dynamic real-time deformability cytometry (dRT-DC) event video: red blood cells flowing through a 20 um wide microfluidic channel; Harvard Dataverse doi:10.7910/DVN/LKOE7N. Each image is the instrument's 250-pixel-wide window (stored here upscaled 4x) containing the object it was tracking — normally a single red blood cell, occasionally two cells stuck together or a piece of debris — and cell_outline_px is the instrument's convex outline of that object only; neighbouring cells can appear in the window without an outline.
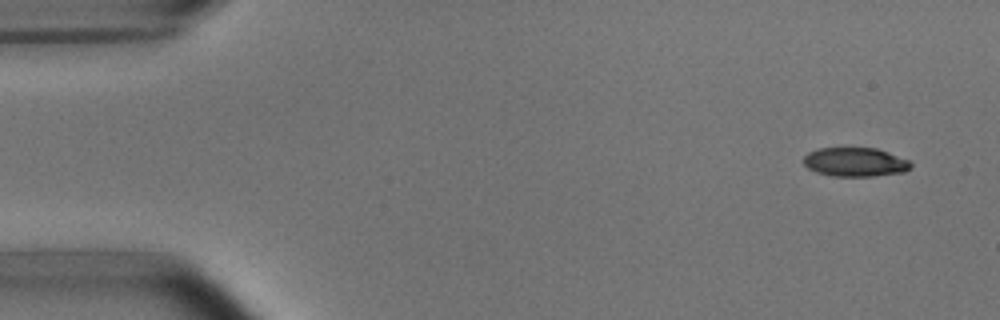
{"species": "common noctule bat (a hibernating species)", "species_latin": "Nyctalus noctula", "temperature_condition": "room temperature", "stored_images_in_passage": 50, "camera_frame_rate_fps": 3000, "um_per_image_px": 0.085, "animal": {"sex": "male", "body_mass_g": 15.6}, "frame": {"image": 1, "passage_image": 1, "time_ms": 0.0, "image_size_px": [1000, 320], "cell_outline_px": [[912, 168], [904, 172], [872, 176], [832, 176], [816, 172], [808, 168], [804, 164], [804, 156], [808, 152], [820, 148], [876, 148], [888, 152], [908, 160], [912, 164]], "centroid_in_image_um": [72.69, 13.78], "position_along_channel_um": 12.3, "area_um2": 18.09}}
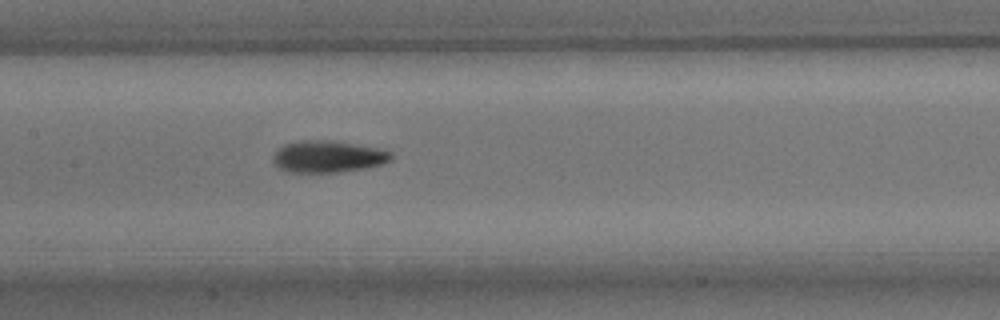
{"frame": {"image": 2, "passage_image": 23, "time_ms": 7.333, "image_size_px": [1000, 320], "cell_outline_px": [[392, 160], [384, 164], [364, 168], [336, 172], [288, 172], [280, 168], [272, 160], [272, 156], [284, 144], [296, 140], [332, 140], [380, 148], [392, 152]], "centroid_in_image_um": [27.9, 13.29], "position_along_channel_um": 179.5, "area_um2": 22.02}}
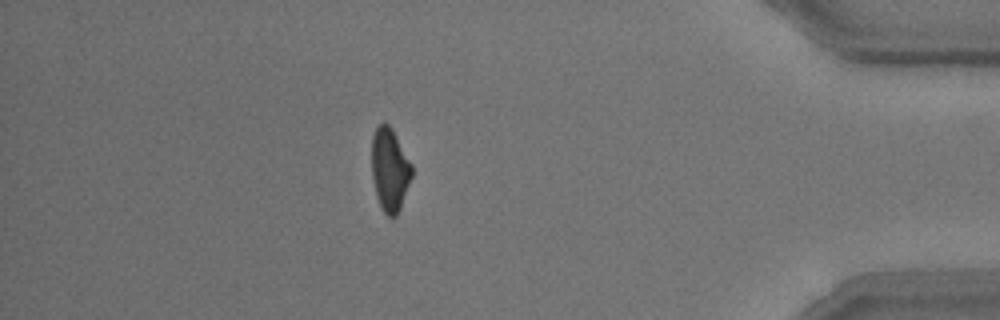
{"frame": {"image": 3, "passage_image": 44, "time_ms": 14.333, "image_size_px": [1000, 320], "cell_outline_px": [[412, 176], [400, 208], [396, 216], [388, 216], [380, 208], [376, 196], [372, 176], [372, 136], [376, 128], [380, 124], [388, 124], [392, 128], [412, 164]], "centroid_in_image_um": [33.13, 14.42], "position_along_channel_um": 402.1, "area_um2": 19.36}, "authors_computed_cell_mechanics": {"area_um2": 20.3167, "velocity_mm_per_s": 3.7931, "shape_relaxation_time_tau1_ms": 3.6669, "shape_relaxation_time_tau2_ms": 2.8241, "deformation_change_tau1": 0.1391, "deformation_change_tau2": 0.102}}